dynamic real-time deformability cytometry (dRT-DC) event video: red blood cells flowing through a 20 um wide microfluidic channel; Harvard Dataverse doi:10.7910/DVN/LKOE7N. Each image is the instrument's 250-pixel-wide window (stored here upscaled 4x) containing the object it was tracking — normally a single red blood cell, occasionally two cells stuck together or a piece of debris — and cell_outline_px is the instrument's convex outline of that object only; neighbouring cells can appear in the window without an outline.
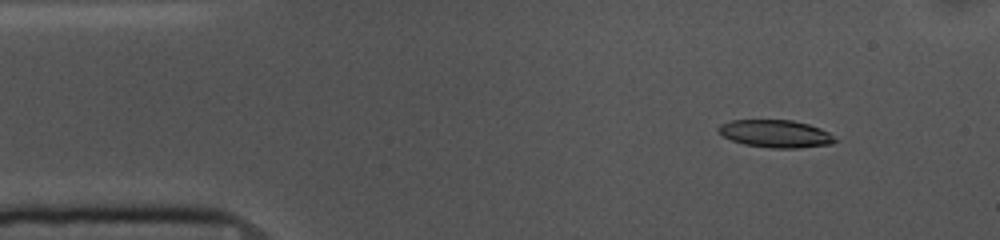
{"species": "common noctule bat (a hibernating species)", "species_latin": "Nyctalus noctula", "temperature_condition": "cold", "stored_images_in_passage": 48, "camera_frame_rate_fps": 3000, "um_per_image_px": 0.085, "animal": {"sex": "female", "body_mass_g": 10.0, "forearm_length_mm": 53.1}, "frame": {"image": 1, "passage_image": 1, "time_ms": 0.0, "image_size_px": [1000, 240], "cell_outline_px": [[840, 140], [832, 144], [800, 148], [772, 148], [744, 144], [732, 140], [716, 132], [716, 128], [720, 124], [732, 120], [792, 120], [808, 124], [820, 128], [828, 132]], "centroid_in_image_um": [65.94, 11.37], "position_along_channel_um": 19.1, "area_um2": 18.9}}
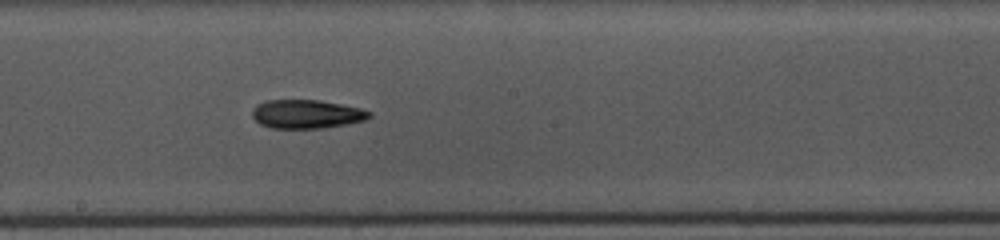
{"frame": {"image": 2, "passage_image": 23, "time_ms": 7.333, "image_size_px": [1000, 240], "cell_outline_px": [[372, 116], [364, 120], [324, 128], [272, 128], [260, 124], [252, 116], [252, 108], [256, 104], [264, 100], [320, 100], [360, 108], [372, 112]], "centroid_in_image_um": [26.03, 9.69], "position_along_channel_um": 222.2, "area_um2": 19.59}}
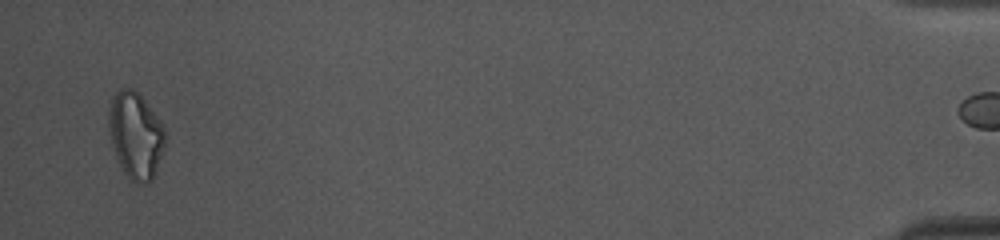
{"frame": {"image": 3, "passage_image": 47, "time_ms": 15.333, "image_size_px": [1000, 240], "cell_outline_px": [[164, 144], [152, 180], [148, 184], [136, 184], [128, 180], [116, 156], [112, 144], [108, 128], [108, 112], [112, 96], [120, 88], [132, 88], [144, 100], [164, 124]], "centroid_in_image_um": [11.5, 11.51], "position_along_channel_um": 423.7, "area_um2": 28.32}, "authors_computed_cell_mechanics": {"area_um2": 19.8543, "velocity_mm_per_s": 3.6556, "shape_relaxation_time_tau1_ms": 5.3965, "shape_relaxation_time_tau2_ms": 9.7179, "deformation_change_tau1": 0.1528, "deformation_change_tau2": 0.2102}}